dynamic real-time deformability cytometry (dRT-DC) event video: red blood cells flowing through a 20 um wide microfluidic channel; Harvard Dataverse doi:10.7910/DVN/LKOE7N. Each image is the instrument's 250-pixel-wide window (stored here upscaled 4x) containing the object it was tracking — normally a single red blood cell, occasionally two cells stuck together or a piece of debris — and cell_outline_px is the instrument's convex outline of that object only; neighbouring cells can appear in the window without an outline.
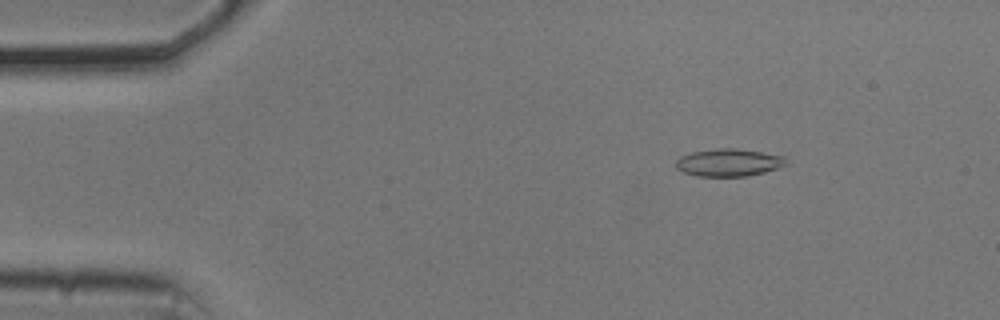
{"species": "common noctule bat (a hibernating species)", "species_latin": "Nyctalus noctula", "temperature_condition": "cold", "stored_images_in_passage": 44, "camera_frame_rate_fps": 3000, "um_per_image_px": 0.085, "animal": {"sex": "male", "body_mass_g": 20.5, "forearm_length_mm": 52.5}, "frame": {"image": 1, "passage_image": 8, "time_ms": 2.333, "image_size_px": [1000, 320], "cell_outline_px": [[788, 164], [764, 172], [748, 176], [696, 176], [684, 172], [676, 168], [676, 160], [680, 156], [692, 152], [716, 148], [736, 148], [784, 156]], "centroid_in_image_um": [61.92, 13.81], "position_along_channel_um": 23.1, "area_um2": 17.63}}
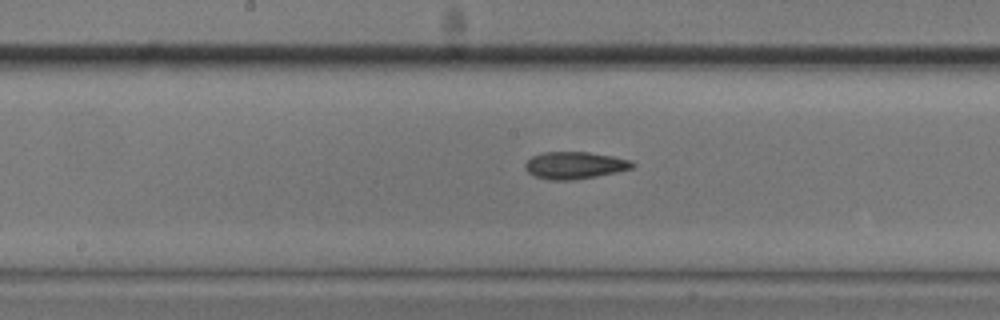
{"frame": {"image": 2, "passage_image": 28, "time_ms": 9.0, "image_size_px": [1000, 320], "cell_outline_px": [[636, 164], [632, 168], [616, 172], [596, 176], [572, 180], [552, 180], [536, 176], [528, 172], [524, 168], [524, 164], [532, 156], [544, 152], [588, 152], [612, 156], [632, 160]], "centroid_in_image_um": [48.86, 14.04], "position_along_channel_um": 199.3, "area_um2": 16.88}}
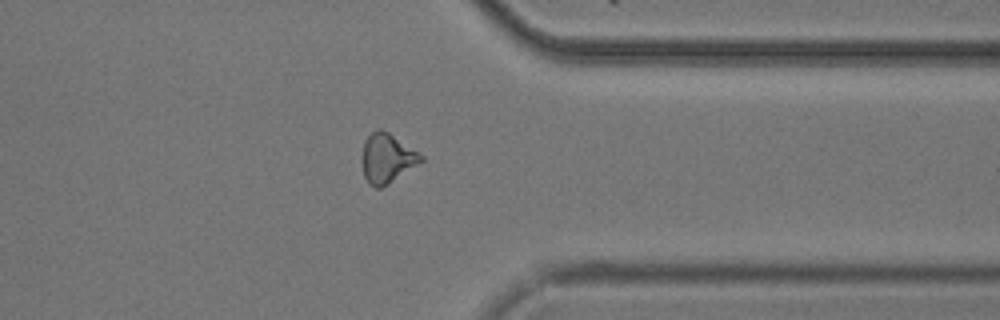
{"frame": {"image": 3, "passage_image": 43, "time_ms": 14.0, "image_size_px": [1000, 320], "cell_outline_px": [[424, 160], [388, 184], [380, 188], [376, 188], [368, 184], [364, 176], [360, 160], [360, 156], [364, 140], [376, 128], [380, 128], [388, 132], [424, 156]], "centroid_in_image_um": [32.84, 13.45], "position_along_channel_um": 378.6, "area_um2": 17.17}}